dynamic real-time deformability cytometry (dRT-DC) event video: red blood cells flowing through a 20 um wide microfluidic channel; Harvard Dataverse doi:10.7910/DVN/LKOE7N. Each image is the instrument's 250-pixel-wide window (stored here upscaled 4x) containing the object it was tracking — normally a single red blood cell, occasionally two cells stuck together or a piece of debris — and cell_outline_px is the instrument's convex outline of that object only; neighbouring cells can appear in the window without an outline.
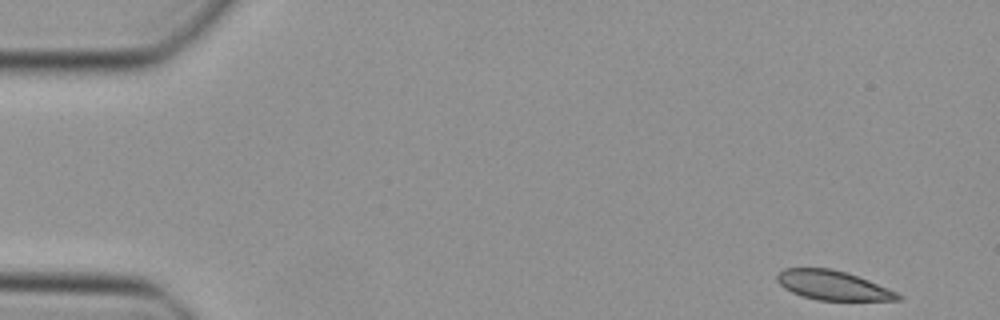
{"species": "Egyptian fruit bat (a non-hibernating species)", "species_latin": "Rousettus aegyptiacus", "temperature_condition": "cold", "stored_images_in_passage": 47, "segment_of_instrument_passage": [1, 2], "camera_frame_rate_fps": 3000, "um_per_image_px": 0.085, "animal": {"sex": "female"}, "frame": {"image": 1, "passage_image": 1, "time_ms": 0.0, "image_size_px": [1000, 320], "cell_outline_px": [[900, 300], [816, 300], [792, 292], [784, 288], [776, 280], [776, 276], [784, 268], [828, 268], [844, 272], [868, 280], [896, 292], [900, 296]], "centroid_in_image_um": [70.74, 24.25], "position_along_channel_um": 14.3, "area_um2": 20.23}}
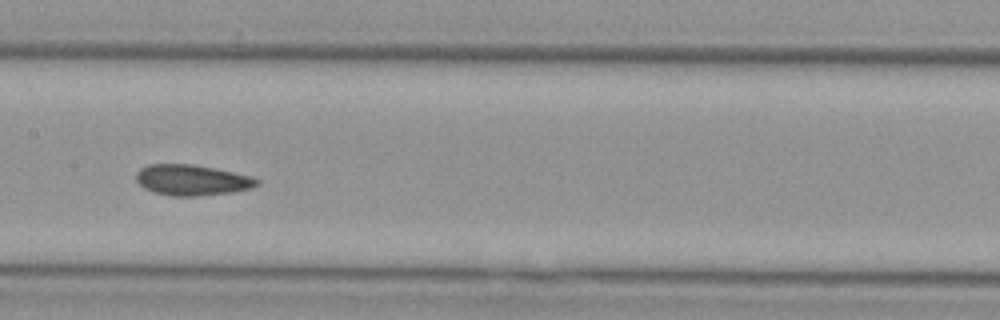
{"frame": {"image": 2, "passage_image": 22, "time_ms": 7.0, "image_size_px": [1000, 320], "cell_outline_px": [[260, 184], [252, 188], [232, 192], [196, 196], [172, 196], [156, 192], [144, 188], [136, 180], [136, 172], [140, 168], [148, 164], [192, 164], [216, 168], [252, 176], [260, 180]], "centroid_in_image_um": [16.34, 15.29], "position_along_channel_um": 191.1, "area_um2": 21.73}}
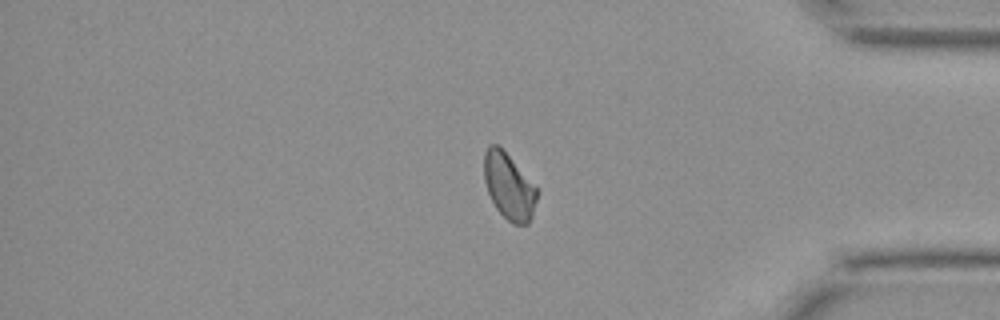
{"frame": {"image": 3, "passage_image": 38, "time_ms": 12.333, "image_size_px": [1000, 320], "cell_outline_px": [[536, 200], [532, 216], [528, 224], [512, 224], [496, 208], [488, 192], [484, 180], [484, 152], [488, 144], [496, 144], [508, 156], [536, 188]], "centroid_in_image_um": [43.22, 15.85], "position_along_channel_um": 392.0, "area_um2": 19.77}}